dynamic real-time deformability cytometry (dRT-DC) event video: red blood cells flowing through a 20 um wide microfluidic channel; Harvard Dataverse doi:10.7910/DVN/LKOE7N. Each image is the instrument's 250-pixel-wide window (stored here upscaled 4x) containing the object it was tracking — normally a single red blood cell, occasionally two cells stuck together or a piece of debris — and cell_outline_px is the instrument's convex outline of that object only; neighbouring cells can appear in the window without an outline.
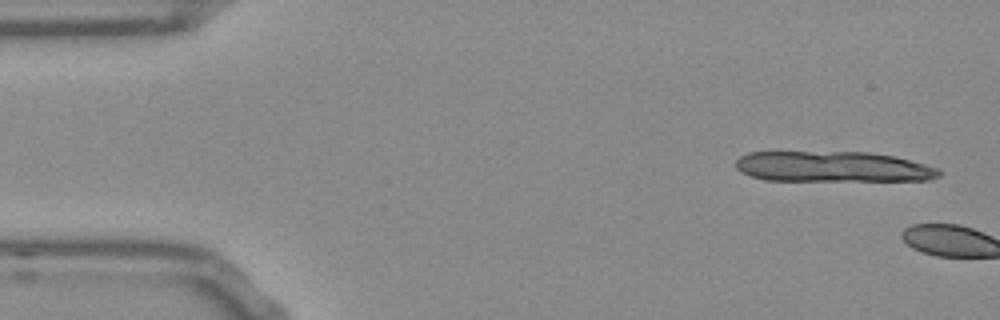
{"species": "Egyptian fruit bat (a non-hibernating species)", "species_latin": "Rousettus aegyptiacus", "temperature_condition": "room temperature", "stored_images_in_passage": 4, "camera_frame_rate_fps": 3000, "um_per_image_px": 0.085, "frame": {"image": 1, "passage_image": 2, "time_ms": 0.333, "image_size_px": [1000, 320], "cell_outline_px": [[944, 172], [940, 176], [928, 180], [764, 180], [740, 172], [736, 168], [736, 160], [740, 156], [748, 152], [872, 152], [896, 156], [940, 168]], "centroid_in_image_um": [70.83, 14.16], "position_along_channel_um": 14.2, "area_um2": 36.41}}